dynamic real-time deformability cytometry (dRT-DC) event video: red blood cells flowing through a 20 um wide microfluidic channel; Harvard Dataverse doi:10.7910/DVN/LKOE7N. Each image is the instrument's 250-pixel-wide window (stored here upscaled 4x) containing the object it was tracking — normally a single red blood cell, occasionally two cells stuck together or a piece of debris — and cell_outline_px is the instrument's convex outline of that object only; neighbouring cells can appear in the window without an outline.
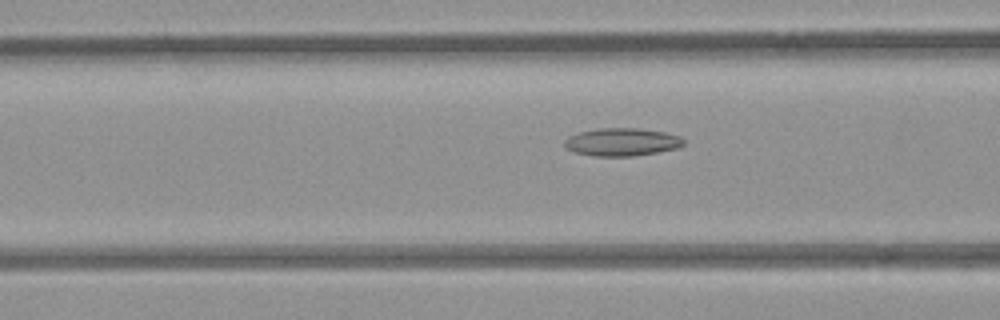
{"species": "common noctule bat (a hibernating species)", "species_latin": "Nyctalus noctula", "temperature_condition": "room temperature", "stored_images_in_passage": 53, "camera_frame_rate_fps": 3000, "um_per_image_px": 0.085, "animal": {"sex": "female", "body_mass_g": 21.9}, "frame": {"image": 1, "passage_image": 21, "time_ms": 6.667, "image_size_px": [1000, 320], "cell_outline_px": [[684, 144], [676, 148], [656, 152], [632, 156], [592, 156], [576, 152], [564, 148], [564, 140], [568, 136], [580, 132], [600, 128], [640, 128], [664, 132], [680, 136], [684, 140]], "centroid_in_image_um": [52.83, 12.06], "position_along_channel_um": 113.8, "area_um2": 19.31}}
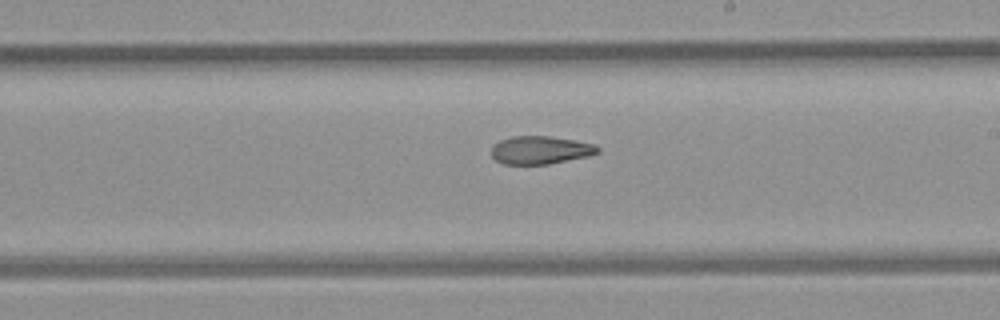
{"frame": {"image": 2, "passage_image": 31, "time_ms": 10.0, "image_size_px": [1000, 320], "cell_outline_px": [[600, 152], [588, 156], [548, 164], [504, 164], [496, 160], [492, 156], [492, 148], [500, 140], [512, 136], [548, 136], [576, 140], [596, 144], [600, 148]], "centroid_in_image_um": [45.97, 12.75], "position_along_channel_um": 243.0, "area_um2": 17.34}}
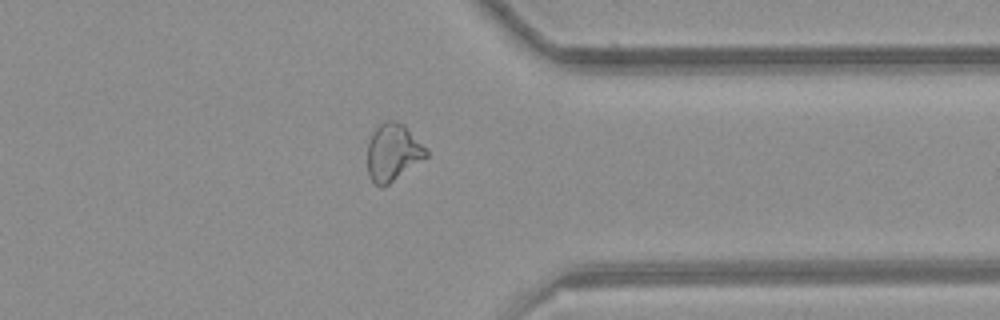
{"frame": {"image": 3, "passage_image": 42, "time_ms": 13.667, "image_size_px": [1000, 320], "cell_outline_px": [[428, 156], [384, 188], [376, 184], [368, 176], [368, 140], [372, 132], [384, 120], [396, 120], [404, 124], [428, 148]], "centroid_in_image_um": [33.41, 12.93], "position_along_channel_um": 378.0, "area_um2": 19.94}, "authors_computed_cell_mechanics": {"area_um2": 19.941, "velocity_mm_per_s": 3.8773, "shape_relaxation_time_tau1_ms": null, "shape_relaxation_time_tau2_ms": 4.2876, "deformation_change_tau1": null, "deformation_change_tau2": 0.1186}}